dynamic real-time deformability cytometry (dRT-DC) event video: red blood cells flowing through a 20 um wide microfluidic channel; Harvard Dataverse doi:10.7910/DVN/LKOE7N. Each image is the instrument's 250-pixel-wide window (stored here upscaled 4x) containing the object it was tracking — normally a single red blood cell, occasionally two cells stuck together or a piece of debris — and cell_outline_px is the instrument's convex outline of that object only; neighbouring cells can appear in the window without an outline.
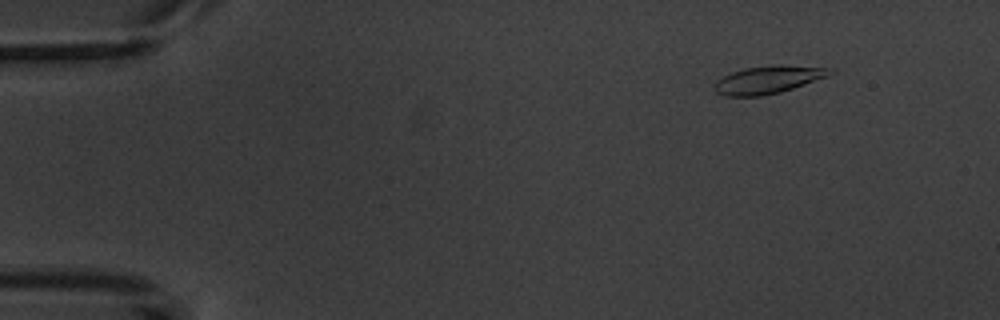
{"species": "common noctule bat (a hibernating species)", "species_latin": "Nyctalus noctula", "temperature_condition": "warm", "stored_images_in_passage": 5, "camera_frame_rate_fps": 3000, "um_per_image_px": 0.085, "animal": {"sex": "male", "body_mass_g": 20.1, "forearm_length_mm": 53.5}, "frame": {"image": 1, "passage_image": 2, "time_ms": 1.333, "image_size_px": [1000, 320], "cell_outline_px": [[836, 72], [828, 76], [780, 92], [760, 96], [724, 96], [716, 92], [712, 88], [716, 80], [732, 72], [744, 68], [780, 64], [784, 64], [836, 68]], "centroid_in_image_um": [65.32, 6.75], "position_along_channel_um": 19.7, "area_um2": 18.9}}
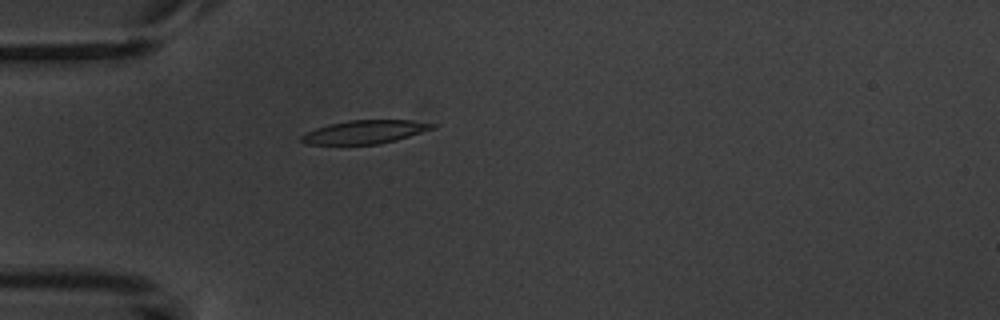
{"frame": {"image": 2, "passage_image": 5, "time_ms": 4.667, "image_size_px": [1000, 320], "cell_outline_px": [[440, 124], [436, 128], [396, 140], [380, 144], [304, 144], [300, 140], [300, 136], [316, 128], [328, 124], [348, 120], [412, 120]], "centroid_in_image_um": [31.06, 11.21], "position_along_channel_um": 53.9, "area_um2": 17.98}}